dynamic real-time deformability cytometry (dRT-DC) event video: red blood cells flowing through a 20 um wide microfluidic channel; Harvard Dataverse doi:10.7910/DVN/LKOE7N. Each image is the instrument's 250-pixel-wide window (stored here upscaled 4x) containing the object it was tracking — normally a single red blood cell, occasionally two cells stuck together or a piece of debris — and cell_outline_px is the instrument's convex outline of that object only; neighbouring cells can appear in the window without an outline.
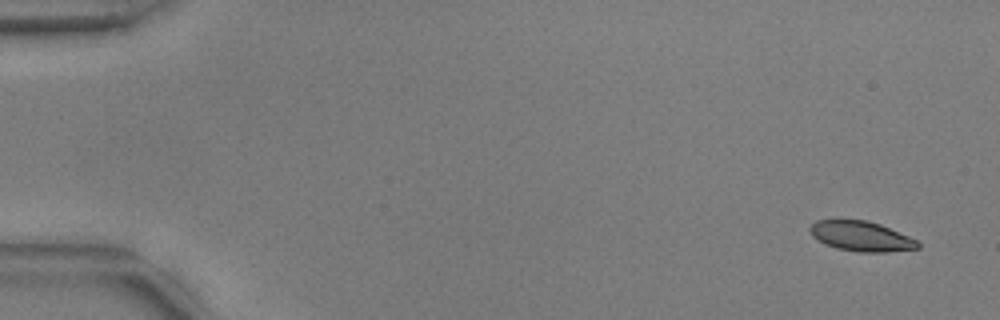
{"species": "common noctule bat (a hibernating species)", "species_latin": "Nyctalus noctula", "temperature_condition": "warm", "stored_images_in_passage": 39, "camera_frame_rate_fps": 3000, "um_per_image_px": 0.085, "animal": {"sex": "male", "body_mass_g": 17.9, "forearm_length_mm": 54.2}, "frame": {"image": 1, "passage_image": 1, "time_ms": 0.0, "image_size_px": [1000, 320], "cell_outline_px": [[920, 248], [888, 252], [856, 252], [836, 248], [824, 244], [812, 236], [808, 228], [816, 220], [868, 220], [880, 224], [908, 236], [916, 240], [920, 244]], "centroid_in_image_um": [73.18, 20.09], "position_along_channel_um": 11.8, "area_um2": 18.9}}
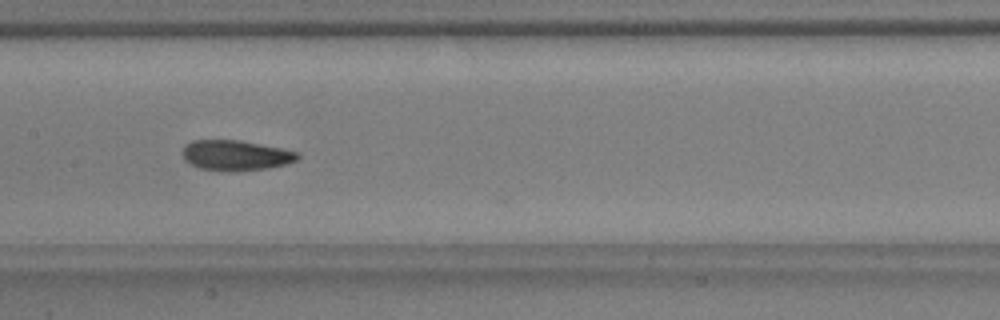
{"frame": {"image": 2, "passage_image": 26, "time_ms": 8.333, "image_size_px": [1000, 320], "cell_outline_px": [[300, 156], [296, 160], [284, 164], [268, 168], [236, 172], [228, 172], [200, 168], [184, 160], [184, 144], [192, 140], [240, 140], [300, 152]], "centroid_in_image_um": [20.04, 13.21], "position_along_channel_um": 187.4, "area_um2": 20.35}}